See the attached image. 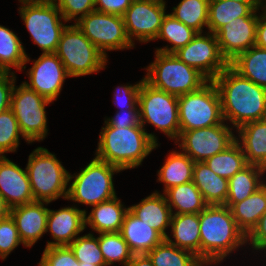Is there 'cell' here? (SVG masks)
I'll list each match as a JSON object with an SVG mask.
<instances>
[{
    "label": "cell",
    "instance_id": "obj_16",
    "mask_svg": "<svg viewBox=\"0 0 266 266\" xmlns=\"http://www.w3.org/2000/svg\"><path fill=\"white\" fill-rule=\"evenodd\" d=\"M33 62V66L27 71L30 81H25L24 84L52 102L57 100L65 78L70 77L62 61L55 53H42Z\"/></svg>",
    "mask_w": 266,
    "mask_h": 266
},
{
    "label": "cell",
    "instance_id": "obj_11",
    "mask_svg": "<svg viewBox=\"0 0 266 266\" xmlns=\"http://www.w3.org/2000/svg\"><path fill=\"white\" fill-rule=\"evenodd\" d=\"M52 101L30 89L24 82L14 85L10 109L15 115L23 136L30 142L40 141L47 136L45 107Z\"/></svg>",
    "mask_w": 266,
    "mask_h": 266
},
{
    "label": "cell",
    "instance_id": "obj_4",
    "mask_svg": "<svg viewBox=\"0 0 266 266\" xmlns=\"http://www.w3.org/2000/svg\"><path fill=\"white\" fill-rule=\"evenodd\" d=\"M143 78L154 88L175 96L199 90L209 80L197 69L182 62L174 53L155 52V60Z\"/></svg>",
    "mask_w": 266,
    "mask_h": 266
},
{
    "label": "cell",
    "instance_id": "obj_24",
    "mask_svg": "<svg viewBox=\"0 0 266 266\" xmlns=\"http://www.w3.org/2000/svg\"><path fill=\"white\" fill-rule=\"evenodd\" d=\"M93 207L89 215L85 212V228L87 224L98 234L119 232L124 216L129 208H125L121 200L114 197Z\"/></svg>",
    "mask_w": 266,
    "mask_h": 266
},
{
    "label": "cell",
    "instance_id": "obj_27",
    "mask_svg": "<svg viewBox=\"0 0 266 266\" xmlns=\"http://www.w3.org/2000/svg\"><path fill=\"white\" fill-rule=\"evenodd\" d=\"M192 181L208 205H225L228 180L215 174L205 162H195Z\"/></svg>",
    "mask_w": 266,
    "mask_h": 266
},
{
    "label": "cell",
    "instance_id": "obj_29",
    "mask_svg": "<svg viewBox=\"0 0 266 266\" xmlns=\"http://www.w3.org/2000/svg\"><path fill=\"white\" fill-rule=\"evenodd\" d=\"M264 173H266V169L255 164H248L241 171L235 173L228 180L226 203H239L257 191L266 183L261 178Z\"/></svg>",
    "mask_w": 266,
    "mask_h": 266
},
{
    "label": "cell",
    "instance_id": "obj_20",
    "mask_svg": "<svg viewBox=\"0 0 266 266\" xmlns=\"http://www.w3.org/2000/svg\"><path fill=\"white\" fill-rule=\"evenodd\" d=\"M85 212L78 207H63L48 211L47 229L55 242H47L46 247L69 246L85 229Z\"/></svg>",
    "mask_w": 266,
    "mask_h": 266
},
{
    "label": "cell",
    "instance_id": "obj_3",
    "mask_svg": "<svg viewBox=\"0 0 266 266\" xmlns=\"http://www.w3.org/2000/svg\"><path fill=\"white\" fill-rule=\"evenodd\" d=\"M104 125L95 157L121 171L138 167L158 147L157 137L147 133L141 124L127 128Z\"/></svg>",
    "mask_w": 266,
    "mask_h": 266
},
{
    "label": "cell",
    "instance_id": "obj_49",
    "mask_svg": "<svg viewBox=\"0 0 266 266\" xmlns=\"http://www.w3.org/2000/svg\"><path fill=\"white\" fill-rule=\"evenodd\" d=\"M261 10L263 13L258 16L255 46L266 49V8Z\"/></svg>",
    "mask_w": 266,
    "mask_h": 266
},
{
    "label": "cell",
    "instance_id": "obj_7",
    "mask_svg": "<svg viewBox=\"0 0 266 266\" xmlns=\"http://www.w3.org/2000/svg\"><path fill=\"white\" fill-rule=\"evenodd\" d=\"M121 170L96 157L80 173L70 175L67 200L94 206L116 197L113 175Z\"/></svg>",
    "mask_w": 266,
    "mask_h": 266
},
{
    "label": "cell",
    "instance_id": "obj_36",
    "mask_svg": "<svg viewBox=\"0 0 266 266\" xmlns=\"http://www.w3.org/2000/svg\"><path fill=\"white\" fill-rule=\"evenodd\" d=\"M205 163L215 174L227 180L248 165L244 152L236 141L225 151L207 159Z\"/></svg>",
    "mask_w": 266,
    "mask_h": 266
},
{
    "label": "cell",
    "instance_id": "obj_21",
    "mask_svg": "<svg viewBox=\"0 0 266 266\" xmlns=\"http://www.w3.org/2000/svg\"><path fill=\"white\" fill-rule=\"evenodd\" d=\"M119 232L133 254H147L165 240L158 231L138 219L129 210L124 216Z\"/></svg>",
    "mask_w": 266,
    "mask_h": 266
},
{
    "label": "cell",
    "instance_id": "obj_9",
    "mask_svg": "<svg viewBox=\"0 0 266 266\" xmlns=\"http://www.w3.org/2000/svg\"><path fill=\"white\" fill-rule=\"evenodd\" d=\"M140 124L149 123L162 131L170 139L180 135L178 96L154 88L141 79L138 97Z\"/></svg>",
    "mask_w": 266,
    "mask_h": 266
},
{
    "label": "cell",
    "instance_id": "obj_23",
    "mask_svg": "<svg viewBox=\"0 0 266 266\" xmlns=\"http://www.w3.org/2000/svg\"><path fill=\"white\" fill-rule=\"evenodd\" d=\"M235 141L244 152L248 164L266 169V119L251 121L237 128Z\"/></svg>",
    "mask_w": 266,
    "mask_h": 266
},
{
    "label": "cell",
    "instance_id": "obj_14",
    "mask_svg": "<svg viewBox=\"0 0 266 266\" xmlns=\"http://www.w3.org/2000/svg\"><path fill=\"white\" fill-rule=\"evenodd\" d=\"M174 54L185 64L197 69L209 81H213L229 63L222 56L216 34L197 35Z\"/></svg>",
    "mask_w": 266,
    "mask_h": 266
},
{
    "label": "cell",
    "instance_id": "obj_42",
    "mask_svg": "<svg viewBox=\"0 0 266 266\" xmlns=\"http://www.w3.org/2000/svg\"><path fill=\"white\" fill-rule=\"evenodd\" d=\"M66 22L86 16L95 11V0H54ZM79 15V16H78Z\"/></svg>",
    "mask_w": 266,
    "mask_h": 266
},
{
    "label": "cell",
    "instance_id": "obj_45",
    "mask_svg": "<svg viewBox=\"0 0 266 266\" xmlns=\"http://www.w3.org/2000/svg\"><path fill=\"white\" fill-rule=\"evenodd\" d=\"M113 128H127L140 124L139 110H118L115 117L106 118L104 121Z\"/></svg>",
    "mask_w": 266,
    "mask_h": 266
},
{
    "label": "cell",
    "instance_id": "obj_22",
    "mask_svg": "<svg viewBox=\"0 0 266 266\" xmlns=\"http://www.w3.org/2000/svg\"><path fill=\"white\" fill-rule=\"evenodd\" d=\"M128 208L133 215L158 231L164 238L168 236L166 229L170 227L172 212L164 193L155 191L140 203Z\"/></svg>",
    "mask_w": 266,
    "mask_h": 266
},
{
    "label": "cell",
    "instance_id": "obj_52",
    "mask_svg": "<svg viewBox=\"0 0 266 266\" xmlns=\"http://www.w3.org/2000/svg\"><path fill=\"white\" fill-rule=\"evenodd\" d=\"M240 3H266V0H234Z\"/></svg>",
    "mask_w": 266,
    "mask_h": 266
},
{
    "label": "cell",
    "instance_id": "obj_41",
    "mask_svg": "<svg viewBox=\"0 0 266 266\" xmlns=\"http://www.w3.org/2000/svg\"><path fill=\"white\" fill-rule=\"evenodd\" d=\"M39 266H79L69 246L45 247Z\"/></svg>",
    "mask_w": 266,
    "mask_h": 266
},
{
    "label": "cell",
    "instance_id": "obj_33",
    "mask_svg": "<svg viewBox=\"0 0 266 266\" xmlns=\"http://www.w3.org/2000/svg\"><path fill=\"white\" fill-rule=\"evenodd\" d=\"M29 61L30 58L15 32L0 25V72L11 73L12 67L25 70V64Z\"/></svg>",
    "mask_w": 266,
    "mask_h": 266
},
{
    "label": "cell",
    "instance_id": "obj_31",
    "mask_svg": "<svg viewBox=\"0 0 266 266\" xmlns=\"http://www.w3.org/2000/svg\"><path fill=\"white\" fill-rule=\"evenodd\" d=\"M164 195L172 214H199L208 206L193 181L172 187Z\"/></svg>",
    "mask_w": 266,
    "mask_h": 266
},
{
    "label": "cell",
    "instance_id": "obj_25",
    "mask_svg": "<svg viewBox=\"0 0 266 266\" xmlns=\"http://www.w3.org/2000/svg\"><path fill=\"white\" fill-rule=\"evenodd\" d=\"M170 226L174 241L169 236L165 240L178 248L192 252L200 259L199 214H172Z\"/></svg>",
    "mask_w": 266,
    "mask_h": 266
},
{
    "label": "cell",
    "instance_id": "obj_43",
    "mask_svg": "<svg viewBox=\"0 0 266 266\" xmlns=\"http://www.w3.org/2000/svg\"><path fill=\"white\" fill-rule=\"evenodd\" d=\"M19 244L23 243L12 217L0 220V258L6 259Z\"/></svg>",
    "mask_w": 266,
    "mask_h": 266
},
{
    "label": "cell",
    "instance_id": "obj_12",
    "mask_svg": "<svg viewBox=\"0 0 266 266\" xmlns=\"http://www.w3.org/2000/svg\"><path fill=\"white\" fill-rule=\"evenodd\" d=\"M74 24L106 57V51L134 47L127 37L123 16L93 11Z\"/></svg>",
    "mask_w": 266,
    "mask_h": 266
},
{
    "label": "cell",
    "instance_id": "obj_34",
    "mask_svg": "<svg viewBox=\"0 0 266 266\" xmlns=\"http://www.w3.org/2000/svg\"><path fill=\"white\" fill-rule=\"evenodd\" d=\"M197 31L186 26L184 23L175 19L171 14H166L162 20L160 31L156 39H163L169 42V45L163 48H157L156 51L163 53H174L179 48L188 44L196 35Z\"/></svg>",
    "mask_w": 266,
    "mask_h": 266
},
{
    "label": "cell",
    "instance_id": "obj_54",
    "mask_svg": "<svg viewBox=\"0 0 266 266\" xmlns=\"http://www.w3.org/2000/svg\"><path fill=\"white\" fill-rule=\"evenodd\" d=\"M79 266H97V265H94V264H84V262H79Z\"/></svg>",
    "mask_w": 266,
    "mask_h": 266
},
{
    "label": "cell",
    "instance_id": "obj_32",
    "mask_svg": "<svg viewBox=\"0 0 266 266\" xmlns=\"http://www.w3.org/2000/svg\"><path fill=\"white\" fill-rule=\"evenodd\" d=\"M229 65L242 77L266 89V49L253 46L240 53Z\"/></svg>",
    "mask_w": 266,
    "mask_h": 266
},
{
    "label": "cell",
    "instance_id": "obj_35",
    "mask_svg": "<svg viewBox=\"0 0 266 266\" xmlns=\"http://www.w3.org/2000/svg\"><path fill=\"white\" fill-rule=\"evenodd\" d=\"M154 266H206L195 254L166 240L147 253Z\"/></svg>",
    "mask_w": 266,
    "mask_h": 266
},
{
    "label": "cell",
    "instance_id": "obj_1",
    "mask_svg": "<svg viewBox=\"0 0 266 266\" xmlns=\"http://www.w3.org/2000/svg\"><path fill=\"white\" fill-rule=\"evenodd\" d=\"M220 94L224 121L236 129L266 119V89L242 77L230 65L213 80Z\"/></svg>",
    "mask_w": 266,
    "mask_h": 266
},
{
    "label": "cell",
    "instance_id": "obj_13",
    "mask_svg": "<svg viewBox=\"0 0 266 266\" xmlns=\"http://www.w3.org/2000/svg\"><path fill=\"white\" fill-rule=\"evenodd\" d=\"M225 123L216 126L180 132L175 141L194 162H205L213 155L225 151L236 139ZM178 142V143H177Z\"/></svg>",
    "mask_w": 266,
    "mask_h": 266
},
{
    "label": "cell",
    "instance_id": "obj_47",
    "mask_svg": "<svg viewBox=\"0 0 266 266\" xmlns=\"http://www.w3.org/2000/svg\"><path fill=\"white\" fill-rule=\"evenodd\" d=\"M14 73H0V113L10 109L11 94L16 82Z\"/></svg>",
    "mask_w": 266,
    "mask_h": 266
},
{
    "label": "cell",
    "instance_id": "obj_38",
    "mask_svg": "<svg viewBox=\"0 0 266 266\" xmlns=\"http://www.w3.org/2000/svg\"><path fill=\"white\" fill-rule=\"evenodd\" d=\"M98 242L107 266L114 264V262H120L124 266L128 265L133 253L120 232L101 233Z\"/></svg>",
    "mask_w": 266,
    "mask_h": 266
},
{
    "label": "cell",
    "instance_id": "obj_48",
    "mask_svg": "<svg viewBox=\"0 0 266 266\" xmlns=\"http://www.w3.org/2000/svg\"><path fill=\"white\" fill-rule=\"evenodd\" d=\"M131 3L132 0H95V11L123 16Z\"/></svg>",
    "mask_w": 266,
    "mask_h": 266
},
{
    "label": "cell",
    "instance_id": "obj_28",
    "mask_svg": "<svg viewBox=\"0 0 266 266\" xmlns=\"http://www.w3.org/2000/svg\"><path fill=\"white\" fill-rule=\"evenodd\" d=\"M237 226L247 235L266 210V183L239 203H225Z\"/></svg>",
    "mask_w": 266,
    "mask_h": 266
},
{
    "label": "cell",
    "instance_id": "obj_18",
    "mask_svg": "<svg viewBox=\"0 0 266 266\" xmlns=\"http://www.w3.org/2000/svg\"><path fill=\"white\" fill-rule=\"evenodd\" d=\"M0 194L11 209L34 201L26 168L6 156H0Z\"/></svg>",
    "mask_w": 266,
    "mask_h": 266
},
{
    "label": "cell",
    "instance_id": "obj_37",
    "mask_svg": "<svg viewBox=\"0 0 266 266\" xmlns=\"http://www.w3.org/2000/svg\"><path fill=\"white\" fill-rule=\"evenodd\" d=\"M170 13L175 19L203 33L204 26L208 25L209 0H181Z\"/></svg>",
    "mask_w": 266,
    "mask_h": 266
},
{
    "label": "cell",
    "instance_id": "obj_10",
    "mask_svg": "<svg viewBox=\"0 0 266 266\" xmlns=\"http://www.w3.org/2000/svg\"><path fill=\"white\" fill-rule=\"evenodd\" d=\"M19 13L35 44L43 54L55 53L67 25L54 1L20 2ZM59 15V16H58ZM62 21V22H61Z\"/></svg>",
    "mask_w": 266,
    "mask_h": 266
},
{
    "label": "cell",
    "instance_id": "obj_5",
    "mask_svg": "<svg viewBox=\"0 0 266 266\" xmlns=\"http://www.w3.org/2000/svg\"><path fill=\"white\" fill-rule=\"evenodd\" d=\"M26 171L34 201L50 203L59 197L67 199L69 172L48 149H34L28 157Z\"/></svg>",
    "mask_w": 266,
    "mask_h": 266
},
{
    "label": "cell",
    "instance_id": "obj_39",
    "mask_svg": "<svg viewBox=\"0 0 266 266\" xmlns=\"http://www.w3.org/2000/svg\"><path fill=\"white\" fill-rule=\"evenodd\" d=\"M69 247L79 262L107 266L99 247L98 237H95L93 234L89 233L76 237Z\"/></svg>",
    "mask_w": 266,
    "mask_h": 266
},
{
    "label": "cell",
    "instance_id": "obj_2",
    "mask_svg": "<svg viewBox=\"0 0 266 266\" xmlns=\"http://www.w3.org/2000/svg\"><path fill=\"white\" fill-rule=\"evenodd\" d=\"M199 221L200 260L206 266L223 262L232 251L246 244V235L228 206L208 205L199 213Z\"/></svg>",
    "mask_w": 266,
    "mask_h": 266
},
{
    "label": "cell",
    "instance_id": "obj_19",
    "mask_svg": "<svg viewBox=\"0 0 266 266\" xmlns=\"http://www.w3.org/2000/svg\"><path fill=\"white\" fill-rule=\"evenodd\" d=\"M49 202L33 201L11 209L10 216L15 222L20 239L25 247L33 246L47 233Z\"/></svg>",
    "mask_w": 266,
    "mask_h": 266
},
{
    "label": "cell",
    "instance_id": "obj_30",
    "mask_svg": "<svg viewBox=\"0 0 266 266\" xmlns=\"http://www.w3.org/2000/svg\"><path fill=\"white\" fill-rule=\"evenodd\" d=\"M194 161L183 151H172L158 170V181L164 184V193L175 186L192 181Z\"/></svg>",
    "mask_w": 266,
    "mask_h": 266
},
{
    "label": "cell",
    "instance_id": "obj_15",
    "mask_svg": "<svg viewBox=\"0 0 266 266\" xmlns=\"http://www.w3.org/2000/svg\"><path fill=\"white\" fill-rule=\"evenodd\" d=\"M165 2L164 0L132 1L123 15L125 31L132 44L135 39L141 43L156 40L166 15Z\"/></svg>",
    "mask_w": 266,
    "mask_h": 266
},
{
    "label": "cell",
    "instance_id": "obj_50",
    "mask_svg": "<svg viewBox=\"0 0 266 266\" xmlns=\"http://www.w3.org/2000/svg\"><path fill=\"white\" fill-rule=\"evenodd\" d=\"M127 266H154L147 254H133Z\"/></svg>",
    "mask_w": 266,
    "mask_h": 266
},
{
    "label": "cell",
    "instance_id": "obj_6",
    "mask_svg": "<svg viewBox=\"0 0 266 266\" xmlns=\"http://www.w3.org/2000/svg\"><path fill=\"white\" fill-rule=\"evenodd\" d=\"M55 54L70 77L97 73L106 67L107 57L74 25L63 30Z\"/></svg>",
    "mask_w": 266,
    "mask_h": 266
},
{
    "label": "cell",
    "instance_id": "obj_17",
    "mask_svg": "<svg viewBox=\"0 0 266 266\" xmlns=\"http://www.w3.org/2000/svg\"><path fill=\"white\" fill-rule=\"evenodd\" d=\"M250 16L238 17L222 26L215 34L222 56L230 63L240 53L255 46L258 11Z\"/></svg>",
    "mask_w": 266,
    "mask_h": 266
},
{
    "label": "cell",
    "instance_id": "obj_51",
    "mask_svg": "<svg viewBox=\"0 0 266 266\" xmlns=\"http://www.w3.org/2000/svg\"><path fill=\"white\" fill-rule=\"evenodd\" d=\"M11 208L8 206L2 195L0 194V220L10 216Z\"/></svg>",
    "mask_w": 266,
    "mask_h": 266
},
{
    "label": "cell",
    "instance_id": "obj_53",
    "mask_svg": "<svg viewBox=\"0 0 266 266\" xmlns=\"http://www.w3.org/2000/svg\"><path fill=\"white\" fill-rule=\"evenodd\" d=\"M20 2H47V1H54V0H18Z\"/></svg>",
    "mask_w": 266,
    "mask_h": 266
},
{
    "label": "cell",
    "instance_id": "obj_40",
    "mask_svg": "<svg viewBox=\"0 0 266 266\" xmlns=\"http://www.w3.org/2000/svg\"><path fill=\"white\" fill-rule=\"evenodd\" d=\"M20 136L23 137L27 143H30L21 133L19 124L12 110L8 109L0 113V156H5V153L8 152H16L19 146Z\"/></svg>",
    "mask_w": 266,
    "mask_h": 266
},
{
    "label": "cell",
    "instance_id": "obj_46",
    "mask_svg": "<svg viewBox=\"0 0 266 266\" xmlns=\"http://www.w3.org/2000/svg\"><path fill=\"white\" fill-rule=\"evenodd\" d=\"M250 241V243L248 242ZM246 243L251 244L255 250H266V210L257 224L246 235Z\"/></svg>",
    "mask_w": 266,
    "mask_h": 266
},
{
    "label": "cell",
    "instance_id": "obj_8",
    "mask_svg": "<svg viewBox=\"0 0 266 266\" xmlns=\"http://www.w3.org/2000/svg\"><path fill=\"white\" fill-rule=\"evenodd\" d=\"M178 111L180 132L224 123L220 94L213 81L178 96Z\"/></svg>",
    "mask_w": 266,
    "mask_h": 266
},
{
    "label": "cell",
    "instance_id": "obj_44",
    "mask_svg": "<svg viewBox=\"0 0 266 266\" xmlns=\"http://www.w3.org/2000/svg\"><path fill=\"white\" fill-rule=\"evenodd\" d=\"M141 88V81L135 85H124L117 87L114 94V103L120 110H139L138 97ZM118 90V91H117ZM122 107V108H121Z\"/></svg>",
    "mask_w": 266,
    "mask_h": 266
},
{
    "label": "cell",
    "instance_id": "obj_26",
    "mask_svg": "<svg viewBox=\"0 0 266 266\" xmlns=\"http://www.w3.org/2000/svg\"><path fill=\"white\" fill-rule=\"evenodd\" d=\"M266 3H240L234 0H209L208 32L215 34L222 26L238 17L250 16Z\"/></svg>",
    "mask_w": 266,
    "mask_h": 266
}]
</instances>
